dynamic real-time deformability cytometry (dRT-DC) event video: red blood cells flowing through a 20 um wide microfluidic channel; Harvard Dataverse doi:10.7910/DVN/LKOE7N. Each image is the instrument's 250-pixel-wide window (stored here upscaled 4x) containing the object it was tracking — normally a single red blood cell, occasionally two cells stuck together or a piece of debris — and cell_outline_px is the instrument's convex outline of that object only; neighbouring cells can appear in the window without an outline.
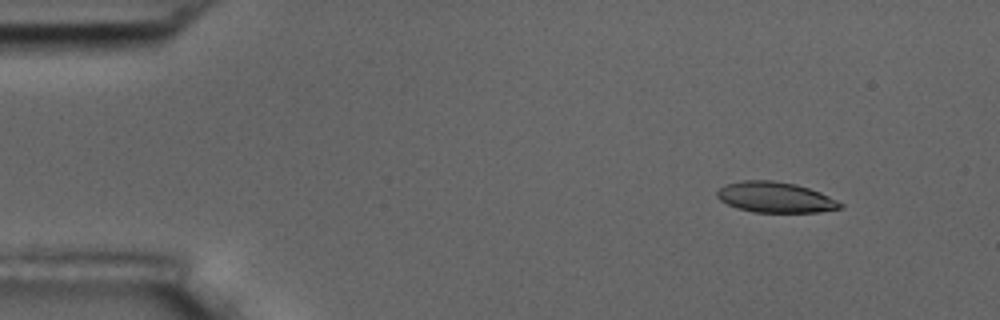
{"species": "common noctule bat (a hibernating species)", "species_latin": "Nyctalus noctula", "temperature_condition": "room temperature", "stored_images_in_passage": 5, "camera_frame_rate_fps": 3000, "um_per_image_px": 0.085, "animal": {"sex": "male", "body_mass_g": 17.5, "forearm_length_mm": 52.3}, "frame": {"image": 1, "passage_image": 2, "time_ms": 1.333, "image_size_px": [1000, 320], "cell_outline_px": [[844, 208], [820, 212], [752, 212], [736, 208], [720, 200], [716, 196], [716, 192], [724, 184], [744, 180], [772, 180], [796, 184], [820, 192], [844, 204]], "centroid_in_image_um": [65.9, 16.77], "position_along_channel_um": 19.1, "area_um2": 22.08}}
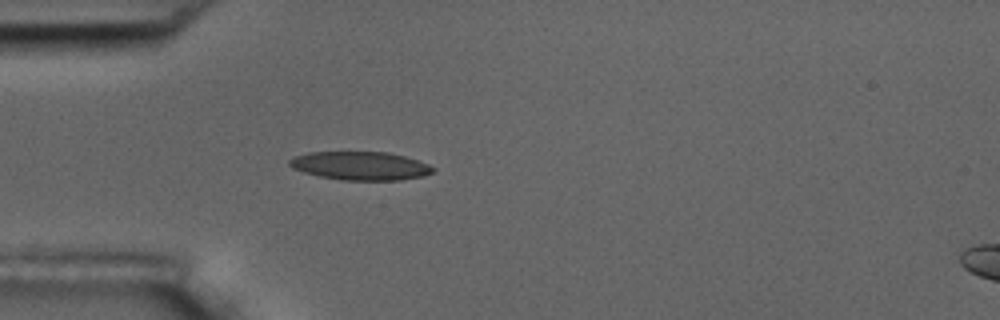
{"frame": {"image": 2, "passage_image": 5, "time_ms": 4.667, "image_size_px": [1000, 320], "cell_outline_px": [[436, 168], [432, 172], [424, 176], [400, 180], [340, 180], [320, 176], [304, 172], [292, 168], [288, 164], [288, 160], [296, 156], [308, 152], [388, 152], [404, 156], [428, 164]], "centroid_in_image_um": [30.63, 14.09], "position_along_channel_um": 54.4, "area_um2": 23.76}}